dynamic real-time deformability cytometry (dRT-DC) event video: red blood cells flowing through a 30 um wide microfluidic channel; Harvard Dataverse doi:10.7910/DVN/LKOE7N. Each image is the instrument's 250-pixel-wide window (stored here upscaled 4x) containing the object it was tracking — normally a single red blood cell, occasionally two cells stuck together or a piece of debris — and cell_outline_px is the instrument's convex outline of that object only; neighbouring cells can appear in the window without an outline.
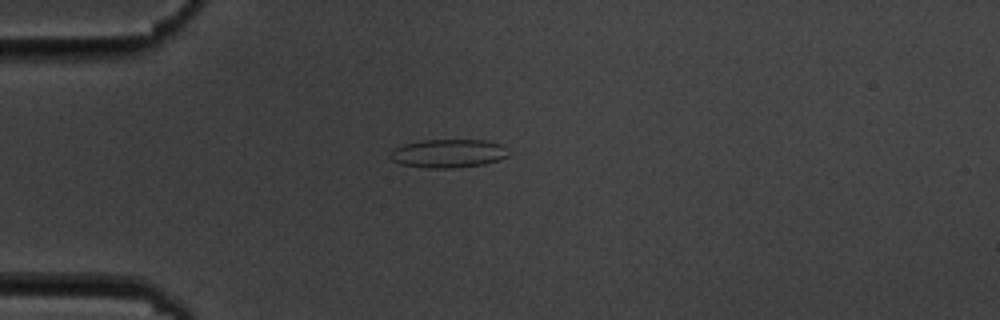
{"species": "common noctule bat (a hibernating species)", "species_latin": "Nyctalus noctula", "temperature_condition": "cold", "stored_images_in_passage": 3, "camera_frame_rate_fps": 3000, "um_per_image_px": 0.085, "animal": {"sex": "male", "body_mass_g": 19.5, "forearm_length_mm": 54.6}, "frame": {"image": 1, "passage_image": 1, "time_ms": 0.0, "image_size_px": [1000, 320], "cell_outline_px": [[508, 156], [484, 164], [456, 168], [424, 168], [400, 164], [392, 160], [388, 156], [392, 148], [404, 144], [424, 140], [484, 140], [504, 144], [508, 148]], "centroid_in_image_um": [38.09, 13.04], "position_along_channel_um": 46.9, "area_um2": 19.88}}